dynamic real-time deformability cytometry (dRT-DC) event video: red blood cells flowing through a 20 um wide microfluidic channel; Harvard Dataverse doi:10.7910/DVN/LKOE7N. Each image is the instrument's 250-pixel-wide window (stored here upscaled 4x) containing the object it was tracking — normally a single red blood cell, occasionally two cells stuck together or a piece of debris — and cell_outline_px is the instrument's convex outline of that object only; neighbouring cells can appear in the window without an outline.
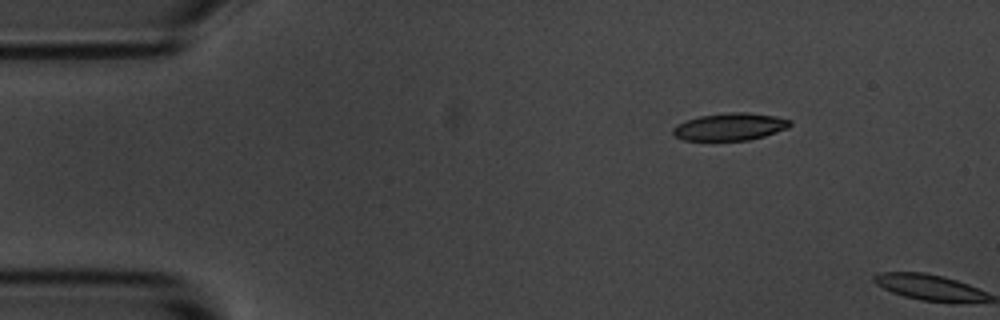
{"species": "common noctule bat (a hibernating species)", "species_latin": "Nyctalus noctula", "temperature_condition": "room temperature", "stored_images_in_passage": 5, "camera_frame_rate_fps": 3000, "um_per_image_px": 0.085, "animal": {"sex": "male", "body_mass_g": 20.1, "forearm_length_mm": 53.5}, "frame": {"image": 1, "passage_image": 5, "time_ms": 5.333, "image_size_px": [1000, 320], "cell_outline_px": [[792, 124], [788, 128], [764, 136], [748, 140], [684, 140], [676, 136], [672, 132], [672, 128], [676, 124], [700, 116], [728, 112], [744, 112], [776, 116], [792, 120]], "centroid_in_image_um": [62.07, 10.77], "position_along_channel_um": 22.9, "area_um2": 18.61}}